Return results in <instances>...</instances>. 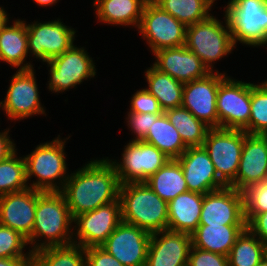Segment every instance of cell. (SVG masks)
<instances>
[{"label":"cell","instance_id":"1","mask_svg":"<svg viewBox=\"0 0 267 266\" xmlns=\"http://www.w3.org/2000/svg\"><path fill=\"white\" fill-rule=\"evenodd\" d=\"M108 158L88 161L68 177L61 192L73 218L119 199L121 183Z\"/></svg>","mask_w":267,"mask_h":266},{"label":"cell","instance_id":"2","mask_svg":"<svg viewBox=\"0 0 267 266\" xmlns=\"http://www.w3.org/2000/svg\"><path fill=\"white\" fill-rule=\"evenodd\" d=\"M73 222L74 218L61 191L37 190L35 221L32 234L27 239L31 251L72 244Z\"/></svg>","mask_w":267,"mask_h":266},{"label":"cell","instance_id":"3","mask_svg":"<svg viewBox=\"0 0 267 266\" xmlns=\"http://www.w3.org/2000/svg\"><path fill=\"white\" fill-rule=\"evenodd\" d=\"M122 222L149 233L167 230L168 203L146 182L121 184L119 190Z\"/></svg>","mask_w":267,"mask_h":266},{"label":"cell","instance_id":"4","mask_svg":"<svg viewBox=\"0 0 267 266\" xmlns=\"http://www.w3.org/2000/svg\"><path fill=\"white\" fill-rule=\"evenodd\" d=\"M70 138L62 139L60 135L52 141L40 143L35 150L24 156L27 182L32 177L36 181L29 187L38 191H62L70 176L67 173L65 143Z\"/></svg>","mask_w":267,"mask_h":266},{"label":"cell","instance_id":"5","mask_svg":"<svg viewBox=\"0 0 267 266\" xmlns=\"http://www.w3.org/2000/svg\"><path fill=\"white\" fill-rule=\"evenodd\" d=\"M224 19L225 23L210 15L207 19L186 27L185 47L199 57L209 72H218L213 64L232 53L235 48L226 15Z\"/></svg>","mask_w":267,"mask_h":266},{"label":"cell","instance_id":"6","mask_svg":"<svg viewBox=\"0 0 267 266\" xmlns=\"http://www.w3.org/2000/svg\"><path fill=\"white\" fill-rule=\"evenodd\" d=\"M232 41L257 47L267 44V0H229L223 7Z\"/></svg>","mask_w":267,"mask_h":266},{"label":"cell","instance_id":"7","mask_svg":"<svg viewBox=\"0 0 267 266\" xmlns=\"http://www.w3.org/2000/svg\"><path fill=\"white\" fill-rule=\"evenodd\" d=\"M244 139L243 130L210 128L202 145L215 167L218 178L226 186L235 189Z\"/></svg>","mask_w":267,"mask_h":266},{"label":"cell","instance_id":"8","mask_svg":"<svg viewBox=\"0 0 267 266\" xmlns=\"http://www.w3.org/2000/svg\"><path fill=\"white\" fill-rule=\"evenodd\" d=\"M216 106L219 128L243 130L249 134L251 82L226 76L219 83Z\"/></svg>","mask_w":267,"mask_h":266},{"label":"cell","instance_id":"9","mask_svg":"<svg viewBox=\"0 0 267 266\" xmlns=\"http://www.w3.org/2000/svg\"><path fill=\"white\" fill-rule=\"evenodd\" d=\"M84 47L73 45L62 55L46 62L50 67V78L47 88L52 93H63L68 89L76 88L84 80L96 76L95 63Z\"/></svg>","mask_w":267,"mask_h":266},{"label":"cell","instance_id":"10","mask_svg":"<svg viewBox=\"0 0 267 266\" xmlns=\"http://www.w3.org/2000/svg\"><path fill=\"white\" fill-rule=\"evenodd\" d=\"M121 156L119 162L109 159L121 184L146 182L170 160L157 147L144 141L132 140L124 146Z\"/></svg>","mask_w":267,"mask_h":266},{"label":"cell","instance_id":"11","mask_svg":"<svg viewBox=\"0 0 267 266\" xmlns=\"http://www.w3.org/2000/svg\"><path fill=\"white\" fill-rule=\"evenodd\" d=\"M138 33L152 54L160 49L185 45L186 26L149 0L143 10Z\"/></svg>","mask_w":267,"mask_h":266},{"label":"cell","instance_id":"12","mask_svg":"<svg viewBox=\"0 0 267 266\" xmlns=\"http://www.w3.org/2000/svg\"><path fill=\"white\" fill-rule=\"evenodd\" d=\"M34 68L18 70L12 76L6 97L0 101V109L8 120H24L34 115H47L40 102Z\"/></svg>","mask_w":267,"mask_h":266},{"label":"cell","instance_id":"13","mask_svg":"<svg viewBox=\"0 0 267 266\" xmlns=\"http://www.w3.org/2000/svg\"><path fill=\"white\" fill-rule=\"evenodd\" d=\"M28 53L41 62L62 55L74 44L76 31L57 20L27 24ZM31 53V54H30Z\"/></svg>","mask_w":267,"mask_h":266},{"label":"cell","instance_id":"14","mask_svg":"<svg viewBox=\"0 0 267 266\" xmlns=\"http://www.w3.org/2000/svg\"><path fill=\"white\" fill-rule=\"evenodd\" d=\"M121 222L122 212L119 199L77 215L73 223V243L83 248L101 246Z\"/></svg>","mask_w":267,"mask_h":266},{"label":"cell","instance_id":"15","mask_svg":"<svg viewBox=\"0 0 267 266\" xmlns=\"http://www.w3.org/2000/svg\"><path fill=\"white\" fill-rule=\"evenodd\" d=\"M226 76V73L210 72L184 84L181 106L210 128H219L216 99L219 83Z\"/></svg>","mask_w":267,"mask_h":266},{"label":"cell","instance_id":"16","mask_svg":"<svg viewBox=\"0 0 267 266\" xmlns=\"http://www.w3.org/2000/svg\"><path fill=\"white\" fill-rule=\"evenodd\" d=\"M151 233L121 222L101 245L124 266H145Z\"/></svg>","mask_w":267,"mask_h":266},{"label":"cell","instance_id":"17","mask_svg":"<svg viewBox=\"0 0 267 266\" xmlns=\"http://www.w3.org/2000/svg\"><path fill=\"white\" fill-rule=\"evenodd\" d=\"M199 225H246L243 192L226 186L204 194Z\"/></svg>","mask_w":267,"mask_h":266},{"label":"cell","instance_id":"18","mask_svg":"<svg viewBox=\"0 0 267 266\" xmlns=\"http://www.w3.org/2000/svg\"><path fill=\"white\" fill-rule=\"evenodd\" d=\"M177 161L182 167L188 191L206 194L226 187L203 146L188 147Z\"/></svg>","mask_w":267,"mask_h":266},{"label":"cell","instance_id":"19","mask_svg":"<svg viewBox=\"0 0 267 266\" xmlns=\"http://www.w3.org/2000/svg\"><path fill=\"white\" fill-rule=\"evenodd\" d=\"M191 234L162 230L152 233L145 266H188Z\"/></svg>","mask_w":267,"mask_h":266},{"label":"cell","instance_id":"20","mask_svg":"<svg viewBox=\"0 0 267 266\" xmlns=\"http://www.w3.org/2000/svg\"><path fill=\"white\" fill-rule=\"evenodd\" d=\"M36 205L37 190L30 187L0 196V224L28 239L33 230Z\"/></svg>","mask_w":267,"mask_h":266},{"label":"cell","instance_id":"21","mask_svg":"<svg viewBox=\"0 0 267 266\" xmlns=\"http://www.w3.org/2000/svg\"><path fill=\"white\" fill-rule=\"evenodd\" d=\"M267 179V135L245 132V139L236 174V189L244 192Z\"/></svg>","mask_w":267,"mask_h":266},{"label":"cell","instance_id":"22","mask_svg":"<svg viewBox=\"0 0 267 266\" xmlns=\"http://www.w3.org/2000/svg\"><path fill=\"white\" fill-rule=\"evenodd\" d=\"M153 56L156 59L152 64L155 68L183 84L210 73L199 57L185 45L160 49L154 52Z\"/></svg>","mask_w":267,"mask_h":266},{"label":"cell","instance_id":"23","mask_svg":"<svg viewBox=\"0 0 267 266\" xmlns=\"http://www.w3.org/2000/svg\"><path fill=\"white\" fill-rule=\"evenodd\" d=\"M12 22L13 25H8V21L0 31V61L18 70L34 68L26 61L29 56L26 21L15 19Z\"/></svg>","mask_w":267,"mask_h":266},{"label":"cell","instance_id":"24","mask_svg":"<svg viewBox=\"0 0 267 266\" xmlns=\"http://www.w3.org/2000/svg\"><path fill=\"white\" fill-rule=\"evenodd\" d=\"M204 194L187 191L168 203L167 229L192 234L200 222Z\"/></svg>","mask_w":267,"mask_h":266},{"label":"cell","instance_id":"25","mask_svg":"<svg viewBox=\"0 0 267 266\" xmlns=\"http://www.w3.org/2000/svg\"><path fill=\"white\" fill-rule=\"evenodd\" d=\"M149 0H94L98 22L138 29L144 7Z\"/></svg>","mask_w":267,"mask_h":266},{"label":"cell","instance_id":"26","mask_svg":"<svg viewBox=\"0 0 267 266\" xmlns=\"http://www.w3.org/2000/svg\"><path fill=\"white\" fill-rule=\"evenodd\" d=\"M246 225H199L191 234L193 247L228 256Z\"/></svg>","mask_w":267,"mask_h":266},{"label":"cell","instance_id":"27","mask_svg":"<svg viewBox=\"0 0 267 266\" xmlns=\"http://www.w3.org/2000/svg\"><path fill=\"white\" fill-rule=\"evenodd\" d=\"M146 90L152 94L163 111L174 109L182 105L184 84L163 73L153 65L145 71Z\"/></svg>","mask_w":267,"mask_h":266},{"label":"cell","instance_id":"28","mask_svg":"<svg viewBox=\"0 0 267 266\" xmlns=\"http://www.w3.org/2000/svg\"><path fill=\"white\" fill-rule=\"evenodd\" d=\"M146 183L167 203L188 191L182 167L177 159L167 161Z\"/></svg>","mask_w":267,"mask_h":266},{"label":"cell","instance_id":"29","mask_svg":"<svg viewBox=\"0 0 267 266\" xmlns=\"http://www.w3.org/2000/svg\"><path fill=\"white\" fill-rule=\"evenodd\" d=\"M142 141L157 147L170 159L179 158L188 148L164 112L153 120L147 136Z\"/></svg>","mask_w":267,"mask_h":266},{"label":"cell","instance_id":"30","mask_svg":"<svg viewBox=\"0 0 267 266\" xmlns=\"http://www.w3.org/2000/svg\"><path fill=\"white\" fill-rule=\"evenodd\" d=\"M187 147L202 146L210 127L180 106L164 111Z\"/></svg>","mask_w":267,"mask_h":266},{"label":"cell","instance_id":"31","mask_svg":"<svg viewBox=\"0 0 267 266\" xmlns=\"http://www.w3.org/2000/svg\"><path fill=\"white\" fill-rule=\"evenodd\" d=\"M186 27L207 19L212 6L209 0H152Z\"/></svg>","mask_w":267,"mask_h":266},{"label":"cell","instance_id":"32","mask_svg":"<svg viewBox=\"0 0 267 266\" xmlns=\"http://www.w3.org/2000/svg\"><path fill=\"white\" fill-rule=\"evenodd\" d=\"M265 256L266 244L246 227L230 250L228 264L229 266H257Z\"/></svg>","mask_w":267,"mask_h":266},{"label":"cell","instance_id":"33","mask_svg":"<svg viewBox=\"0 0 267 266\" xmlns=\"http://www.w3.org/2000/svg\"><path fill=\"white\" fill-rule=\"evenodd\" d=\"M34 266H86L85 248L72 243L33 252Z\"/></svg>","mask_w":267,"mask_h":266},{"label":"cell","instance_id":"34","mask_svg":"<svg viewBox=\"0 0 267 266\" xmlns=\"http://www.w3.org/2000/svg\"><path fill=\"white\" fill-rule=\"evenodd\" d=\"M17 154L16 151L0 162V196L29 188L24 156L18 157Z\"/></svg>","mask_w":267,"mask_h":266},{"label":"cell","instance_id":"35","mask_svg":"<svg viewBox=\"0 0 267 266\" xmlns=\"http://www.w3.org/2000/svg\"><path fill=\"white\" fill-rule=\"evenodd\" d=\"M249 134L267 135V81L251 83Z\"/></svg>","mask_w":267,"mask_h":266},{"label":"cell","instance_id":"36","mask_svg":"<svg viewBox=\"0 0 267 266\" xmlns=\"http://www.w3.org/2000/svg\"><path fill=\"white\" fill-rule=\"evenodd\" d=\"M28 240L21 233L0 224V258L28 257L33 252H24Z\"/></svg>","mask_w":267,"mask_h":266},{"label":"cell","instance_id":"37","mask_svg":"<svg viewBox=\"0 0 267 266\" xmlns=\"http://www.w3.org/2000/svg\"><path fill=\"white\" fill-rule=\"evenodd\" d=\"M246 224L259 213L267 211V179L250 186L243 192Z\"/></svg>","mask_w":267,"mask_h":266},{"label":"cell","instance_id":"38","mask_svg":"<svg viewBox=\"0 0 267 266\" xmlns=\"http://www.w3.org/2000/svg\"><path fill=\"white\" fill-rule=\"evenodd\" d=\"M162 113H133L128 112L126 116V122L131 133L136 136L132 141H142L148 134L150 127L153 124V120Z\"/></svg>","mask_w":267,"mask_h":266},{"label":"cell","instance_id":"39","mask_svg":"<svg viewBox=\"0 0 267 266\" xmlns=\"http://www.w3.org/2000/svg\"><path fill=\"white\" fill-rule=\"evenodd\" d=\"M130 109L133 113H163L157 99L146 88L137 90L131 97Z\"/></svg>","mask_w":267,"mask_h":266},{"label":"cell","instance_id":"40","mask_svg":"<svg viewBox=\"0 0 267 266\" xmlns=\"http://www.w3.org/2000/svg\"><path fill=\"white\" fill-rule=\"evenodd\" d=\"M188 266H229L228 256L191 246Z\"/></svg>","mask_w":267,"mask_h":266},{"label":"cell","instance_id":"41","mask_svg":"<svg viewBox=\"0 0 267 266\" xmlns=\"http://www.w3.org/2000/svg\"><path fill=\"white\" fill-rule=\"evenodd\" d=\"M86 266H124L101 246L85 248Z\"/></svg>","mask_w":267,"mask_h":266},{"label":"cell","instance_id":"42","mask_svg":"<svg viewBox=\"0 0 267 266\" xmlns=\"http://www.w3.org/2000/svg\"><path fill=\"white\" fill-rule=\"evenodd\" d=\"M246 227L264 244L267 245V211L256 214Z\"/></svg>","mask_w":267,"mask_h":266},{"label":"cell","instance_id":"43","mask_svg":"<svg viewBox=\"0 0 267 266\" xmlns=\"http://www.w3.org/2000/svg\"><path fill=\"white\" fill-rule=\"evenodd\" d=\"M9 131L10 129L8 128L0 132V162L6 160L17 151L16 144L10 138Z\"/></svg>","mask_w":267,"mask_h":266},{"label":"cell","instance_id":"44","mask_svg":"<svg viewBox=\"0 0 267 266\" xmlns=\"http://www.w3.org/2000/svg\"><path fill=\"white\" fill-rule=\"evenodd\" d=\"M0 266H34L33 253L22 258H0Z\"/></svg>","mask_w":267,"mask_h":266},{"label":"cell","instance_id":"45","mask_svg":"<svg viewBox=\"0 0 267 266\" xmlns=\"http://www.w3.org/2000/svg\"><path fill=\"white\" fill-rule=\"evenodd\" d=\"M7 11L0 6V31L2 27L9 21Z\"/></svg>","mask_w":267,"mask_h":266},{"label":"cell","instance_id":"46","mask_svg":"<svg viewBox=\"0 0 267 266\" xmlns=\"http://www.w3.org/2000/svg\"><path fill=\"white\" fill-rule=\"evenodd\" d=\"M59 0H33V2L37 3L38 6L48 7L56 4Z\"/></svg>","mask_w":267,"mask_h":266},{"label":"cell","instance_id":"47","mask_svg":"<svg viewBox=\"0 0 267 266\" xmlns=\"http://www.w3.org/2000/svg\"><path fill=\"white\" fill-rule=\"evenodd\" d=\"M257 266H267V257L265 256L264 259Z\"/></svg>","mask_w":267,"mask_h":266},{"label":"cell","instance_id":"48","mask_svg":"<svg viewBox=\"0 0 267 266\" xmlns=\"http://www.w3.org/2000/svg\"><path fill=\"white\" fill-rule=\"evenodd\" d=\"M209 1L214 5L216 0H209Z\"/></svg>","mask_w":267,"mask_h":266}]
</instances>
